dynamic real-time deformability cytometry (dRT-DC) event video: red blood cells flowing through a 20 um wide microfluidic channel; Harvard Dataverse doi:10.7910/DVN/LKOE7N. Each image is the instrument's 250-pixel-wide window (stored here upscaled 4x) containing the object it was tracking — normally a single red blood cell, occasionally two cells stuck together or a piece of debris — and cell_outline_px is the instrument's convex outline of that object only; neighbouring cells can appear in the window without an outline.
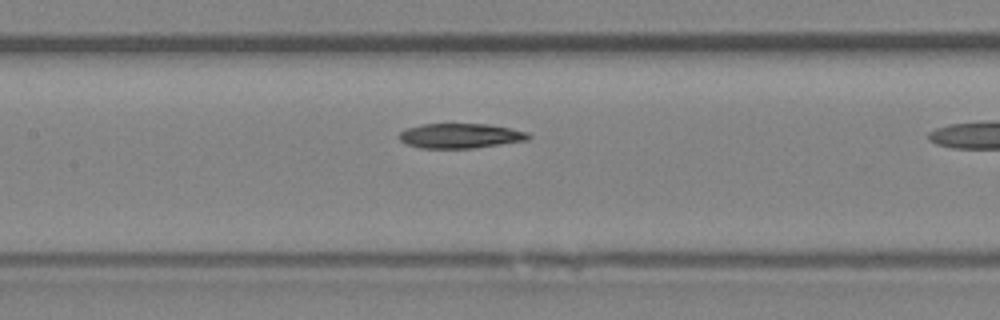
{"species": "Egyptian fruit bat (a non-hibernating species)", "species_latin": "Rousettus aegyptiacus", "temperature_condition": "room temperature", "stored_images_in_passage": 9, "camera_frame_rate_fps": 3000, "um_per_image_px": 0.085, "animal": {"sex": "female"}, "frame": {"image": 1, "passage_image": 8, "time_ms": 2.333, "image_size_px": [1000, 320], "cell_outline_px": [[532, 136], [528, 140], [472, 148], [420, 148], [408, 144], [400, 140], [400, 132], [408, 128], [420, 124], [488, 124], [528, 132]], "centroid_in_image_um": [39.14, 11.54], "position_along_channel_um": 168.3, "area_um2": 18.5}}